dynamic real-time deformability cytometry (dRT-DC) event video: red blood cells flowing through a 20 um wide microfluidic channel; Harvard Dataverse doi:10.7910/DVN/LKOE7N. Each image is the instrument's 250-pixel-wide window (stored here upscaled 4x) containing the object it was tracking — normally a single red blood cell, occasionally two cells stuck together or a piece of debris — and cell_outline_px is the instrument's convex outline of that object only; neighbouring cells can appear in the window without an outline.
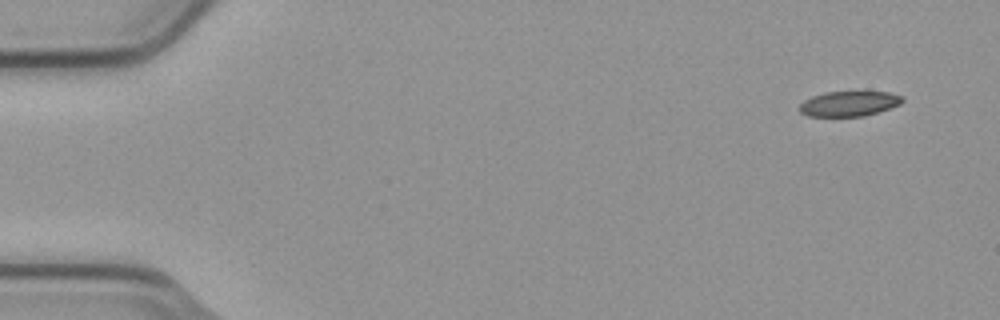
{"species": "common noctule bat (a hibernating species)", "species_latin": "Nyctalus noctula", "temperature_condition": "cold", "stored_images_in_passage": 4, "camera_frame_rate_fps": 3000, "um_per_image_px": 0.085, "animal": {"sex": "male", "body_mass_g": 23.1, "forearm_length_mm": 52.7}, "frame": {"image": 1, "passage_image": 1, "time_ms": 0.0, "image_size_px": [1000, 320], "cell_outline_px": [[904, 100], [900, 104], [864, 116], [808, 116], [800, 112], [800, 104], [804, 100], [812, 96], [824, 92], [888, 92], [900, 96]], "centroid_in_image_um": [72.13, 8.81], "position_along_channel_um": 12.9, "area_um2": 14.8}}
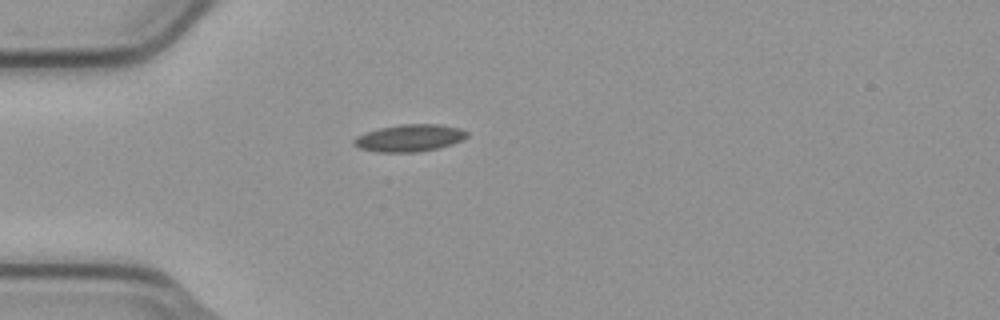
{"frame": {"image": 2, "passage_image": 4, "time_ms": 1.0, "image_size_px": [1000, 320], "cell_outline_px": [[468, 136], [452, 144], [436, 148], [416, 152], [376, 152], [360, 148], [352, 144], [352, 140], [356, 136], [380, 128], [400, 124], [440, 124], [460, 128], [468, 132]], "centroid_in_image_um": [34.79, 11.72], "position_along_channel_um": 50.2, "area_um2": 17.8}}